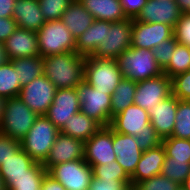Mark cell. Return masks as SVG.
Instances as JSON below:
<instances>
[{
  "label": "cell",
  "instance_id": "60d3db41",
  "mask_svg": "<svg viewBox=\"0 0 190 190\" xmlns=\"http://www.w3.org/2000/svg\"><path fill=\"white\" fill-rule=\"evenodd\" d=\"M173 35L179 44L190 48V13L181 14L173 29Z\"/></svg>",
  "mask_w": 190,
  "mask_h": 190
},
{
  "label": "cell",
  "instance_id": "3957f363",
  "mask_svg": "<svg viewBox=\"0 0 190 190\" xmlns=\"http://www.w3.org/2000/svg\"><path fill=\"white\" fill-rule=\"evenodd\" d=\"M60 130L45 116L36 118L26 136L20 140L21 148L35 161L44 163Z\"/></svg>",
  "mask_w": 190,
  "mask_h": 190
},
{
  "label": "cell",
  "instance_id": "ac0fdd59",
  "mask_svg": "<svg viewBox=\"0 0 190 190\" xmlns=\"http://www.w3.org/2000/svg\"><path fill=\"white\" fill-rule=\"evenodd\" d=\"M147 112L157 135L161 139L170 137L175 126L177 98L171 94Z\"/></svg>",
  "mask_w": 190,
  "mask_h": 190
},
{
  "label": "cell",
  "instance_id": "c3c4849f",
  "mask_svg": "<svg viewBox=\"0 0 190 190\" xmlns=\"http://www.w3.org/2000/svg\"><path fill=\"white\" fill-rule=\"evenodd\" d=\"M16 0H0V17H12Z\"/></svg>",
  "mask_w": 190,
  "mask_h": 190
},
{
  "label": "cell",
  "instance_id": "1f68e13d",
  "mask_svg": "<svg viewBox=\"0 0 190 190\" xmlns=\"http://www.w3.org/2000/svg\"><path fill=\"white\" fill-rule=\"evenodd\" d=\"M190 70V48L177 43L169 64L163 69L170 79Z\"/></svg>",
  "mask_w": 190,
  "mask_h": 190
},
{
  "label": "cell",
  "instance_id": "52a82bcc",
  "mask_svg": "<svg viewBox=\"0 0 190 190\" xmlns=\"http://www.w3.org/2000/svg\"><path fill=\"white\" fill-rule=\"evenodd\" d=\"M123 77L116 60L93 56L85 58L84 80L97 90L112 94Z\"/></svg>",
  "mask_w": 190,
  "mask_h": 190
},
{
  "label": "cell",
  "instance_id": "11a10c76",
  "mask_svg": "<svg viewBox=\"0 0 190 190\" xmlns=\"http://www.w3.org/2000/svg\"><path fill=\"white\" fill-rule=\"evenodd\" d=\"M125 190H137V188L134 185H129Z\"/></svg>",
  "mask_w": 190,
  "mask_h": 190
},
{
  "label": "cell",
  "instance_id": "681fc988",
  "mask_svg": "<svg viewBox=\"0 0 190 190\" xmlns=\"http://www.w3.org/2000/svg\"><path fill=\"white\" fill-rule=\"evenodd\" d=\"M181 14L190 13V0H175Z\"/></svg>",
  "mask_w": 190,
  "mask_h": 190
},
{
  "label": "cell",
  "instance_id": "7c38bea8",
  "mask_svg": "<svg viewBox=\"0 0 190 190\" xmlns=\"http://www.w3.org/2000/svg\"><path fill=\"white\" fill-rule=\"evenodd\" d=\"M84 160L89 165L116 161V154L113 151V129L110 126H102L85 141Z\"/></svg>",
  "mask_w": 190,
  "mask_h": 190
},
{
  "label": "cell",
  "instance_id": "bcb514c9",
  "mask_svg": "<svg viewBox=\"0 0 190 190\" xmlns=\"http://www.w3.org/2000/svg\"><path fill=\"white\" fill-rule=\"evenodd\" d=\"M16 28L17 24L12 17H0V42L4 43Z\"/></svg>",
  "mask_w": 190,
  "mask_h": 190
},
{
  "label": "cell",
  "instance_id": "f5cc1de1",
  "mask_svg": "<svg viewBox=\"0 0 190 190\" xmlns=\"http://www.w3.org/2000/svg\"><path fill=\"white\" fill-rule=\"evenodd\" d=\"M185 190H190V174L185 179L184 183L181 185Z\"/></svg>",
  "mask_w": 190,
  "mask_h": 190
},
{
  "label": "cell",
  "instance_id": "d590c367",
  "mask_svg": "<svg viewBox=\"0 0 190 190\" xmlns=\"http://www.w3.org/2000/svg\"><path fill=\"white\" fill-rule=\"evenodd\" d=\"M167 157L175 160H188L190 162V140L176 137H167L161 140Z\"/></svg>",
  "mask_w": 190,
  "mask_h": 190
},
{
  "label": "cell",
  "instance_id": "9c48e42d",
  "mask_svg": "<svg viewBox=\"0 0 190 190\" xmlns=\"http://www.w3.org/2000/svg\"><path fill=\"white\" fill-rule=\"evenodd\" d=\"M47 174L66 190H89L93 168L84 159H78L51 166Z\"/></svg>",
  "mask_w": 190,
  "mask_h": 190
},
{
  "label": "cell",
  "instance_id": "5bb4252c",
  "mask_svg": "<svg viewBox=\"0 0 190 190\" xmlns=\"http://www.w3.org/2000/svg\"><path fill=\"white\" fill-rule=\"evenodd\" d=\"M173 36V28L164 23H146L133 19L132 47L153 49Z\"/></svg>",
  "mask_w": 190,
  "mask_h": 190
},
{
  "label": "cell",
  "instance_id": "f907efd6",
  "mask_svg": "<svg viewBox=\"0 0 190 190\" xmlns=\"http://www.w3.org/2000/svg\"><path fill=\"white\" fill-rule=\"evenodd\" d=\"M10 59L8 58L4 43L0 42V66L8 63Z\"/></svg>",
  "mask_w": 190,
  "mask_h": 190
},
{
  "label": "cell",
  "instance_id": "7dc6e473",
  "mask_svg": "<svg viewBox=\"0 0 190 190\" xmlns=\"http://www.w3.org/2000/svg\"><path fill=\"white\" fill-rule=\"evenodd\" d=\"M41 190H66L65 187L50 175L46 174L41 183Z\"/></svg>",
  "mask_w": 190,
  "mask_h": 190
},
{
  "label": "cell",
  "instance_id": "603a6c76",
  "mask_svg": "<svg viewBox=\"0 0 190 190\" xmlns=\"http://www.w3.org/2000/svg\"><path fill=\"white\" fill-rule=\"evenodd\" d=\"M95 20L119 22L127 19L120 0H80Z\"/></svg>",
  "mask_w": 190,
  "mask_h": 190
},
{
  "label": "cell",
  "instance_id": "9a60e30c",
  "mask_svg": "<svg viewBox=\"0 0 190 190\" xmlns=\"http://www.w3.org/2000/svg\"><path fill=\"white\" fill-rule=\"evenodd\" d=\"M84 148V141L75 139L60 132L55 139L49 156L43 163V166L48 170L51 166L60 163L84 159Z\"/></svg>",
  "mask_w": 190,
  "mask_h": 190
},
{
  "label": "cell",
  "instance_id": "ab89813d",
  "mask_svg": "<svg viewBox=\"0 0 190 190\" xmlns=\"http://www.w3.org/2000/svg\"><path fill=\"white\" fill-rule=\"evenodd\" d=\"M171 88L178 100H190V70L173 77Z\"/></svg>",
  "mask_w": 190,
  "mask_h": 190
},
{
  "label": "cell",
  "instance_id": "db71d44e",
  "mask_svg": "<svg viewBox=\"0 0 190 190\" xmlns=\"http://www.w3.org/2000/svg\"><path fill=\"white\" fill-rule=\"evenodd\" d=\"M0 190H6L5 183L0 176Z\"/></svg>",
  "mask_w": 190,
  "mask_h": 190
},
{
  "label": "cell",
  "instance_id": "d6986e66",
  "mask_svg": "<svg viewBox=\"0 0 190 190\" xmlns=\"http://www.w3.org/2000/svg\"><path fill=\"white\" fill-rule=\"evenodd\" d=\"M113 151L116 154V161L131 176L143 153L136 141V137L120 134L113 130Z\"/></svg>",
  "mask_w": 190,
  "mask_h": 190
},
{
  "label": "cell",
  "instance_id": "4dcf8cb0",
  "mask_svg": "<svg viewBox=\"0 0 190 190\" xmlns=\"http://www.w3.org/2000/svg\"><path fill=\"white\" fill-rule=\"evenodd\" d=\"M21 88L13 63L9 61L0 66V96L6 99L18 97Z\"/></svg>",
  "mask_w": 190,
  "mask_h": 190
},
{
  "label": "cell",
  "instance_id": "30bf717a",
  "mask_svg": "<svg viewBox=\"0 0 190 190\" xmlns=\"http://www.w3.org/2000/svg\"><path fill=\"white\" fill-rule=\"evenodd\" d=\"M56 90L55 85L42 74L23 86L18 97L38 116L46 115Z\"/></svg>",
  "mask_w": 190,
  "mask_h": 190
},
{
  "label": "cell",
  "instance_id": "277c9868",
  "mask_svg": "<svg viewBox=\"0 0 190 190\" xmlns=\"http://www.w3.org/2000/svg\"><path fill=\"white\" fill-rule=\"evenodd\" d=\"M39 54L48 57L56 54L75 52L76 39L63 21H46L37 31Z\"/></svg>",
  "mask_w": 190,
  "mask_h": 190
},
{
  "label": "cell",
  "instance_id": "f1b7e54d",
  "mask_svg": "<svg viewBox=\"0 0 190 190\" xmlns=\"http://www.w3.org/2000/svg\"><path fill=\"white\" fill-rule=\"evenodd\" d=\"M47 170L42 163L31 167V176L8 177L4 183L6 190H41V183Z\"/></svg>",
  "mask_w": 190,
  "mask_h": 190
},
{
  "label": "cell",
  "instance_id": "836d02e7",
  "mask_svg": "<svg viewBox=\"0 0 190 190\" xmlns=\"http://www.w3.org/2000/svg\"><path fill=\"white\" fill-rule=\"evenodd\" d=\"M161 174L182 185L190 174V162L188 160H175L166 156Z\"/></svg>",
  "mask_w": 190,
  "mask_h": 190
},
{
  "label": "cell",
  "instance_id": "83f0119b",
  "mask_svg": "<svg viewBox=\"0 0 190 190\" xmlns=\"http://www.w3.org/2000/svg\"><path fill=\"white\" fill-rule=\"evenodd\" d=\"M137 82L124 78L119 82L111 95V121L130 105L134 104Z\"/></svg>",
  "mask_w": 190,
  "mask_h": 190
},
{
  "label": "cell",
  "instance_id": "cb8c5ba5",
  "mask_svg": "<svg viewBox=\"0 0 190 190\" xmlns=\"http://www.w3.org/2000/svg\"><path fill=\"white\" fill-rule=\"evenodd\" d=\"M61 20L74 38L77 39L95 19L80 1L73 0L62 14Z\"/></svg>",
  "mask_w": 190,
  "mask_h": 190
},
{
  "label": "cell",
  "instance_id": "9f6ffc18",
  "mask_svg": "<svg viewBox=\"0 0 190 190\" xmlns=\"http://www.w3.org/2000/svg\"><path fill=\"white\" fill-rule=\"evenodd\" d=\"M177 190H185V189L180 185Z\"/></svg>",
  "mask_w": 190,
  "mask_h": 190
},
{
  "label": "cell",
  "instance_id": "ee69618b",
  "mask_svg": "<svg viewBox=\"0 0 190 190\" xmlns=\"http://www.w3.org/2000/svg\"><path fill=\"white\" fill-rule=\"evenodd\" d=\"M129 184L116 179L104 180L92 177L89 190H125Z\"/></svg>",
  "mask_w": 190,
  "mask_h": 190
},
{
  "label": "cell",
  "instance_id": "e575fe53",
  "mask_svg": "<svg viewBox=\"0 0 190 190\" xmlns=\"http://www.w3.org/2000/svg\"><path fill=\"white\" fill-rule=\"evenodd\" d=\"M90 166L93 168V177L96 179H116L120 181H126L129 185H131L130 176L117 161Z\"/></svg>",
  "mask_w": 190,
  "mask_h": 190
},
{
  "label": "cell",
  "instance_id": "7a4b0ae2",
  "mask_svg": "<svg viewBox=\"0 0 190 190\" xmlns=\"http://www.w3.org/2000/svg\"><path fill=\"white\" fill-rule=\"evenodd\" d=\"M117 64L124 78L134 82L143 81L163 74V70L155 61L151 49L130 47L123 51Z\"/></svg>",
  "mask_w": 190,
  "mask_h": 190
},
{
  "label": "cell",
  "instance_id": "f546056e",
  "mask_svg": "<svg viewBox=\"0 0 190 190\" xmlns=\"http://www.w3.org/2000/svg\"><path fill=\"white\" fill-rule=\"evenodd\" d=\"M17 71L21 87L43 74V57L40 55L10 60Z\"/></svg>",
  "mask_w": 190,
  "mask_h": 190
},
{
  "label": "cell",
  "instance_id": "4316f807",
  "mask_svg": "<svg viewBox=\"0 0 190 190\" xmlns=\"http://www.w3.org/2000/svg\"><path fill=\"white\" fill-rule=\"evenodd\" d=\"M36 162L20 148L0 165V176L3 181L8 177L31 176V167Z\"/></svg>",
  "mask_w": 190,
  "mask_h": 190
},
{
  "label": "cell",
  "instance_id": "44dd1931",
  "mask_svg": "<svg viewBox=\"0 0 190 190\" xmlns=\"http://www.w3.org/2000/svg\"><path fill=\"white\" fill-rule=\"evenodd\" d=\"M165 157L162 143L155 148L143 151L134 173L130 176L131 185L135 186L138 182L161 174Z\"/></svg>",
  "mask_w": 190,
  "mask_h": 190
},
{
  "label": "cell",
  "instance_id": "ffe728a7",
  "mask_svg": "<svg viewBox=\"0 0 190 190\" xmlns=\"http://www.w3.org/2000/svg\"><path fill=\"white\" fill-rule=\"evenodd\" d=\"M4 45L10 60L40 55L36 31L17 27Z\"/></svg>",
  "mask_w": 190,
  "mask_h": 190
},
{
  "label": "cell",
  "instance_id": "8d00e7d4",
  "mask_svg": "<svg viewBox=\"0 0 190 190\" xmlns=\"http://www.w3.org/2000/svg\"><path fill=\"white\" fill-rule=\"evenodd\" d=\"M73 0H38L45 21L60 20Z\"/></svg>",
  "mask_w": 190,
  "mask_h": 190
},
{
  "label": "cell",
  "instance_id": "5b68a950",
  "mask_svg": "<svg viewBox=\"0 0 190 190\" xmlns=\"http://www.w3.org/2000/svg\"><path fill=\"white\" fill-rule=\"evenodd\" d=\"M38 115L19 97L7 98L0 133L22 140L33 126Z\"/></svg>",
  "mask_w": 190,
  "mask_h": 190
},
{
  "label": "cell",
  "instance_id": "2e32d148",
  "mask_svg": "<svg viewBox=\"0 0 190 190\" xmlns=\"http://www.w3.org/2000/svg\"><path fill=\"white\" fill-rule=\"evenodd\" d=\"M148 124L150 118L147 110L132 104L112 118L110 127L120 134L136 136L148 131Z\"/></svg>",
  "mask_w": 190,
  "mask_h": 190
},
{
  "label": "cell",
  "instance_id": "f6af8a7d",
  "mask_svg": "<svg viewBox=\"0 0 190 190\" xmlns=\"http://www.w3.org/2000/svg\"><path fill=\"white\" fill-rule=\"evenodd\" d=\"M146 2L147 0H120L127 19H136L146 5Z\"/></svg>",
  "mask_w": 190,
  "mask_h": 190
},
{
  "label": "cell",
  "instance_id": "6da1fadb",
  "mask_svg": "<svg viewBox=\"0 0 190 190\" xmlns=\"http://www.w3.org/2000/svg\"><path fill=\"white\" fill-rule=\"evenodd\" d=\"M85 58L76 52L43 57V74L57 89L76 88L84 81Z\"/></svg>",
  "mask_w": 190,
  "mask_h": 190
},
{
  "label": "cell",
  "instance_id": "8fae6325",
  "mask_svg": "<svg viewBox=\"0 0 190 190\" xmlns=\"http://www.w3.org/2000/svg\"><path fill=\"white\" fill-rule=\"evenodd\" d=\"M171 94V79L163 73L137 82L134 104L148 111Z\"/></svg>",
  "mask_w": 190,
  "mask_h": 190
},
{
  "label": "cell",
  "instance_id": "7402d4cb",
  "mask_svg": "<svg viewBox=\"0 0 190 190\" xmlns=\"http://www.w3.org/2000/svg\"><path fill=\"white\" fill-rule=\"evenodd\" d=\"M12 18L17 27L32 31H39L45 24L38 0H16Z\"/></svg>",
  "mask_w": 190,
  "mask_h": 190
},
{
  "label": "cell",
  "instance_id": "484cf974",
  "mask_svg": "<svg viewBox=\"0 0 190 190\" xmlns=\"http://www.w3.org/2000/svg\"><path fill=\"white\" fill-rule=\"evenodd\" d=\"M101 127L97 121L79 111L72 115L68 122H65L60 132L85 142Z\"/></svg>",
  "mask_w": 190,
  "mask_h": 190
},
{
  "label": "cell",
  "instance_id": "4fadbf2b",
  "mask_svg": "<svg viewBox=\"0 0 190 190\" xmlns=\"http://www.w3.org/2000/svg\"><path fill=\"white\" fill-rule=\"evenodd\" d=\"M80 111L76 88L57 89L46 117L60 130L71 116Z\"/></svg>",
  "mask_w": 190,
  "mask_h": 190
},
{
  "label": "cell",
  "instance_id": "e0dca14e",
  "mask_svg": "<svg viewBox=\"0 0 190 190\" xmlns=\"http://www.w3.org/2000/svg\"><path fill=\"white\" fill-rule=\"evenodd\" d=\"M180 16L181 12L175 0H147L136 19L146 23H164L174 29Z\"/></svg>",
  "mask_w": 190,
  "mask_h": 190
},
{
  "label": "cell",
  "instance_id": "d4e9b609",
  "mask_svg": "<svg viewBox=\"0 0 190 190\" xmlns=\"http://www.w3.org/2000/svg\"><path fill=\"white\" fill-rule=\"evenodd\" d=\"M111 22L94 20V22L76 39L75 52L84 57L91 56L104 39L105 27Z\"/></svg>",
  "mask_w": 190,
  "mask_h": 190
},
{
  "label": "cell",
  "instance_id": "ba28073f",
  "mask_svg": "<svg viewBox=\"0 0 190 190\" xmlns=\"http://www.w3.org/2000/svg\"><path fill=\"white\" fill-rule=\"evenodd\" d=\"M132 28L133 19L112 22L109 27H105L104 39L91 56L116 60L124 50L131 47Z\"/></svg>",
  "mask_w": 190,
  "mask_h": 190
},
{
  "label": "cell",
  "instance_id": "b9f144b4",
  "mask_svg": "<svg viewBox=\"0 0 190 190\" xmlns=\"http://www.w3.org/2000/svg\"><path fill=\"white\" fill-rule=\"evenodd\" d=\"M136 141L142 151H147L161 144V138L157 135L153 126L148 124V131H143L140 135H136Z\"/></svg>",
  "mask_w": 190,
  "mask_h": 190
},
{
  "label": "cell",
  "instance_id": "74e56055",
  "mask_svg": "<svg viewBox=\"0 0 190 190\" xmlns=\"http://www.w3.org/2000/svg\"><path fill=\"white\" fill-rule=\"evenodd\" d=\"M179 186L178 183L170 180L162 174L138 182L135 185L137 190H177Z\"/></svg>",
  "mask_w": 190,
  "mask_h": 190
},
{
  "label": "cell",
  "instance_id": "816d5d0a",
  "mask_svg": "<svg viewBox=\"0 0 190 190\" xmlns=\"http://www.w3.org/2000/svg\"><path fill=\"white\" fill-rule=\"evenodd\" d=\"M5 101H6V98L3 96H0V126L3 120Z\"/></svg>",
  "mask_w": 190,
  "mask_h": 190
},
{
  "label": "cell",
  "instance_id": "d6a6232c",
  "mask_svg": "<svg viewBox=\"0 0 190 190\" xmlns=\"http://www.w3.org/2000/svg\"><path fill=\"white\" fill-rule=\"evenodd\" d=\"M171 137L190 139V100L177 99L175 126Z\"/></svg>",
  "mask_w": 190,
  "mask_h": 190
},
{
  "label": "cell",
  "instance_id": "f35d334b",
  "mask_svg": "<svg viewBox=\"0 0 190 190\" xmlns=\"http://www.w3.org/2000/svg\"><path fill=\"white\" fill-rule=\"evenodd\" d=\"M177 43L173 35L170 39L162 41L158 46L152 49L155 61L162 70L169 64Z\"/></svg>",
  "mask_w": 190,
  "mask_h": 190
},
{
  "label": "cell",
  "instance_id": "8992f818",
  "mask_svg": "<svg viewBox=\"0 0 190 190\" xmlns=\"http://www.w3.org/2000/svg\"><path fill=\"white\" fill-rule=\"evenodd\" d=\"M80 111L97 121L101 126L111 124V93L90 86L85 80L77 87Z\"/></svg>",
  "mask_w": 190,
  "mask_h": 190
},
{
  "label": "cell",
  "instance_id": "7bdbcfd3",
  "mask_svg": "<svg viewBox=\"0 0 190 190\" xmlns=\"http://www.w3.org/2000/svg\"><path fill=\"white\" fill-rule=\"evenodd\" d=\"M21 148L20 141L0 133V165Z\"/></svg>",
  "mask_w": 190,
  "mask_h": 190
}]
</instances>
